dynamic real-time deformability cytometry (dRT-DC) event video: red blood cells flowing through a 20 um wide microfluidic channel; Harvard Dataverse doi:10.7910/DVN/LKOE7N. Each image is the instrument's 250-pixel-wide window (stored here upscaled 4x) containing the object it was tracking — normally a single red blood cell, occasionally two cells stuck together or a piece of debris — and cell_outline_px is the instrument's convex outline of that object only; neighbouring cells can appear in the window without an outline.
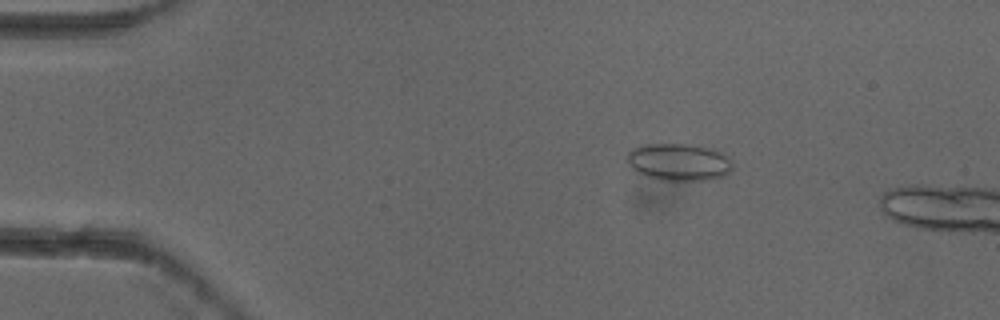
{"species": "common noctule bat (a hibernating species)", "species_latin": "Nyctalus noctula", "temperature_condition": "cold", "stored_images_in_passage": 4, "camera_frame_rate_fps": 3000, "um_per_image_px": 0.085, "animal": {"sex": "female"}, "frame": {"image": 1, "passage_image": 3, "time_ms": 0.667, "image_size_px": [1000, 320], "cell_outline_px": [[732, 168], [724, 176], [708, 180], [660, 180], [648, 176], [632, 168], [628, 164], [628, 152], [644, 144], [688, 144], [712, 148], [728, 156], [732, 164]], "centroid_in_image_um": [57.74, 13.77], "position_along_channel_um": 27.3, "area_um2": 22.66}}